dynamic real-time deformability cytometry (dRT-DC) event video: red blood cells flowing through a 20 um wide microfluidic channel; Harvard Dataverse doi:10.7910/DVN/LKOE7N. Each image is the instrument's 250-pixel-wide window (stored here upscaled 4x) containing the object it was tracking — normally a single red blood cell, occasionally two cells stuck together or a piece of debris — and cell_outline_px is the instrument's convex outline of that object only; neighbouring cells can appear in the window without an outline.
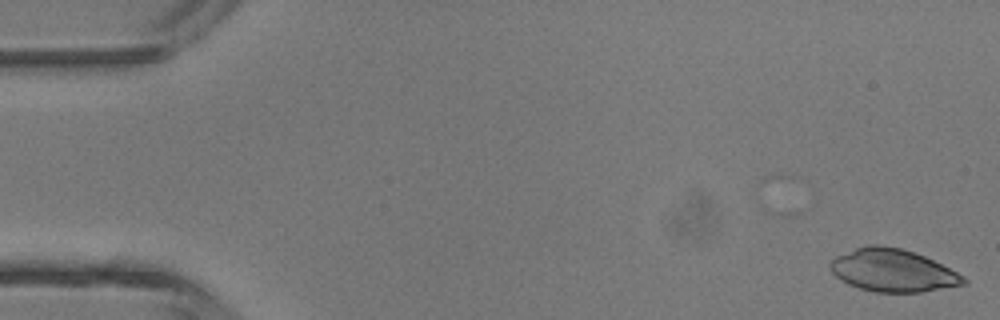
{"species": "common noctule bat (a hibernating species)", "species_latin": "Nyctalus noctula", "temperature_condition": "room temperature", "stored_images_in_passage": 4, "camera_frame_rate_fps": 3000, "um_per_image_px": 0.085, "animal": {"sex": "male", "body_mass_g": 13.3}, "frame": {"image": 1, "passage_image": 1, "time_ms": 0.0, "image_size_px": [1000, 320], "cell_outline_px": [[968, 284], [920, 292], [876, 292], [860, 288], [848, 284], [840, 280], [832, 272], [828, 264], [836, 256], [856, 248], [868, 244], [876, 244], [900, 248], [924, 256], [964, 276], [968, 280]], "centroid_in_image_um": [75.87, 22.99], "position_along_channel_um": 9.1, "area_um2": 32.89}}
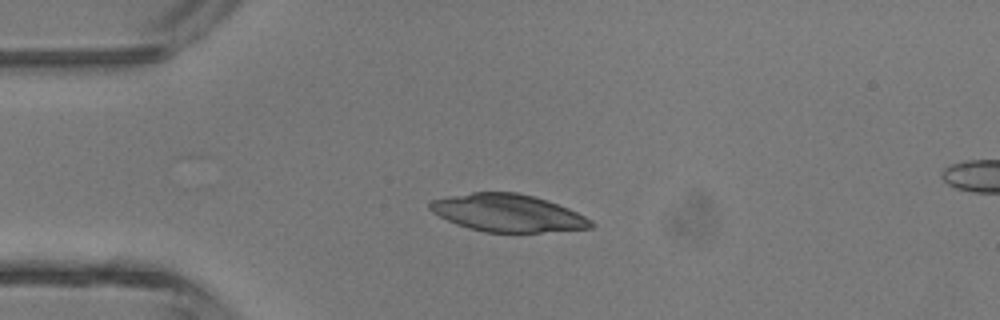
{"frame": {"image": 2, "passage_image": 3, "time_ms": 3.333, "image_size_px": [1000, 320], "cell_outline_px": [[596, 224], [592, 228], [540, 232], [484, 232], [468, 228], [456, 224], [432, 212], [428, 208], [428, 204], [432, 200], [448, 196], [472, 192], [516, 192], [548, 200], [568, 208], [592, 220]], "centroid_in_image_um": [43.16, 18.1], "position_along_channel_um": 41.8, "area_um2": 35.14}}